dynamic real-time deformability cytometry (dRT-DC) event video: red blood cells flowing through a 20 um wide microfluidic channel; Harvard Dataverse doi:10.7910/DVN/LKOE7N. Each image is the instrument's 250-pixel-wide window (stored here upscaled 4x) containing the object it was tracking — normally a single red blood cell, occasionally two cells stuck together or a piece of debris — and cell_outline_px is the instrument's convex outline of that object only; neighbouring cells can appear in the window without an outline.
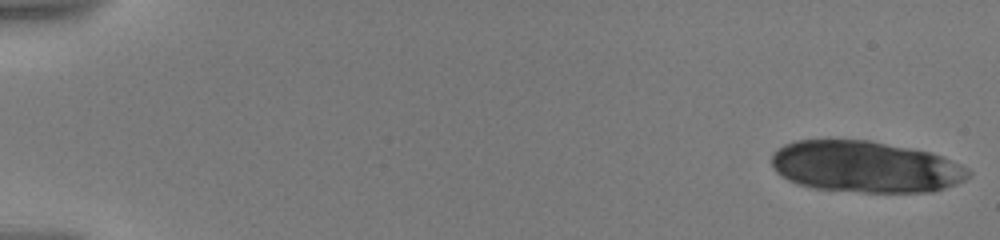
{"species": "human", "species_latin": "Homo sapiens", "temperature_condition": "warm", "stored_images_in_passage": 24, "camera_frame_rate_fps": 3000, "um_per_image_px": 0.085, "donor": {"sex": "male"}, "frame": {"image": 1, "passage_image": 1, "time_ms": 0.0, "image_size_px": [1000, 240], "cell_outline_px": [[972, 172], [964, 180], [956, 184], [932, 192], [860, 192], [812, 188], [796, 184], [780, 176], [776, 172], [772, 164], [772, 152], [776, 148], [784, 144], [796, 140], [868, 140], [928, 152], [940, 156], [960, 164], [968, 168]], "centroid_in_image_um": [73.51, 14.18], "position_along_channel_um": 11.5, "area_um2": 59.07}}